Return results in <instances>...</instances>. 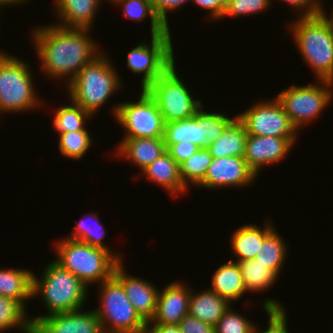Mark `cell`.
<instances>
[{"label":"cell","instance_id":"obj_6","mask_svg":"<svg viewBox=\"0 0 333 333\" xmlns=\"http://www.w3.org/2000/svg\"><path fill=\"white\" fill-rule=\"evenodd\" d=\"M34 86L29 65L0 50V114L38 108L41 102Z\"/></svg>","mask_w":333,"mask_h":333},{"label":"cell","instance_id":"obj_40","mask_svg":"<svg viewBox=\"0 0 333 333\" xmlns=\"http://www.w3.org/2000/svg\"><path fill=\"white\" fill-rule=\"evenodd\" d=\"M285 1L291 7L299 9V13H301L300 17L314 16L320 14L324 11L323 5L320 0H281ZM300 10L302 12H300ZM303 13V14H302Z\"/></svg>","mask_w":333,"mask_h":333},{"label":"cell","instance_id":"obj_44","mask_svg":"<svg viewBox=\"0 0 333 333\" xmlns=\"http://www.w3.org/2000/svg\"><path fill=\"white\" fill-rule=\"evenodd\" d=\"M24 1L26 2L27 0H0V7H4V5L9 6V5H16L17 4H24ZM30 1V0H28Z\"/></svg>","mask_w":333,"mask_h":333},{"label":"cell","instance_id":"obj_39","mask_svg":"<svg viewBox=\"0 0 333 333\" xmlns=\"http://www.w3.org/2000/svg\"><path fill=\"white\" fill-rule=\"evenodd\" d=\"M153 9L159 19L169 27V20L167 18V13L169 11H174L175 9H179L183 4L191 0H151Z\"/></svg>","mask_w":333,"mask_h":333},{"label":"cell","instance_id":"obj_16","mask_svg":"<svg viewBox=\"0 0 333 333\" xmlns=\"http://www.w3.org/2000/svg\"><path fill=\"white\" fill-rule=\"evenodd\" d=\"M33 333H103V330L94 310L80 309L42 317L33 325Z\"/></svg>","mask_w":333,"mask_h":333},{"label":"cell","instance_id":"obj_32","mask_svg":"<svg viewBox=\"0 0 333 333\" xmlns=\"http://www.w3.org/2000/svg\"><path fill=\"white\" fill-rule=\"evenodd\" d=\"M69 104L70 105L60 106L55 116H53V127L59 134L70 131L87 130L86 126H84L86 120H91L93 117L72 100Z\"/></svg>","mask_w":333,"mask_h":333},{"label":"cell","instance_id":"obj_25","mask_svg":"<svg viewBox=\"0 0 333 333\" xmlns=\"http://www.w3.org/2000/svg\"><path fill=\"white\" fill-rule=\"evenodd\" d=\"M33 272L27 269H0V295L19 301L25 308V301L33 298Z\"/></svg>","mask_w":333,"mask_h":333},{"label":"cell","instance_id":"obj_18","mask_svg":"<svg viewBox=\"0 0 333 333\" xmlns=\"http://www.w3.org/2000/svg\"><path fill=\"white\" fill-rule=\"evenodd\" d=\"M122 263L116 266L113 276L122 284L127 298L138 314L146 322L150 321L156 312L159 289L152 282L129 275L124 271Z\"/></svg>","mask_w":333,"mask_h":333},{"label":"cell","instance_id":"obj_12","mask_svg":"<svg viewBox=\"0 0 333 333\" xmlns=\"http://www.w3.org/2000/svg\"><path fill=\"white\" fill-rule=\"evenodd\" d=\"M170 33L151 36V44L143 42L128 52L127 67L134 74L143 75L141 89H146L174 63V49Z\"/></svg>","mask_w":333,"mask_h":333},{"label":"cell","instance_id":"obj_21","mask_svg":"<svg viewBox=\"0 0 333 333\" xmlns=\"http://www.w3.org/2000/svg\"><path fill=\"white\" fill-rule=\"evenodd\" d=\"M100 5L101 0H62L55 7L57 18L61 21L56 25L92 30L94 17Z\"/></svg>","mask_w":333,"mask_h":333},{"label":"cell","instance_id":"obj_1","mask_svg":"<svg viewBox=\"0 0 333 333\" xmlns=\"http://www.w3.org/2000/svg\"><path fill=\"white\" fill-rule=\"evenodd\" d=\"M89 31L56 24L35 27L32 40L43 73L50 79L65 78L67 86L86 64L101 54Z\"/></svg>","mask_w":333,"mask_h":333},{"label":"cell","instance_id":"obj_19","mask_svg":"<svg viewBox=\"0 0 333 333\" xmlns=\"http://www.w3.org/2000/svg\"><path fill=\"white\" fill-rule=\"evenodd\" d=\"M117 149L116 155L131 161L142 171L166 152L163 137L122 138Z\"/></svg>","mask_w":333,"mask_h":333},{"label":"cell","instance_id":"obj_46","mask_svg":"<svg viewBox=\"0 0 333 333\" xmlns=\"http://www.w3.org/2000/svg\"><path fill=\"white\" fill-rule=\"evenodd\" d=\"M104 1V0H103ZM107 1H109V2H111V3H114L115 5H116V3H118L119 1H122V0H107Z\"/></svg>","mask_w":333,"mask_h":333},{"label":"cell","instance_id":"obj_22","mask_svg":"<svg viewBox=\"0 0 333 333\" xmlns=\"http://www.w3.org/2000/svg\"><path fill=\"white\" fill-rule=\"evenodd\" d=\"M267 223L263 229L256 224H247L239 227L233 232L231 237V246L233 256H237L236 261H244L255 259L259 254L261 244L264 238L275 228L270 220H265Z\"/></svg>","mask_w":333,"mask_h":333},{"label":"cell","instance_id":"obj_8","mask_svg":"<svg viewBox=\"0 0 333 333\" xmlns=\"http://www.w3.org/2000/svg\"><path fill=\"white\" fill-rule=\"evenodd\" d=\"M178 73L174 63L145 89L156 102L164 123L194 117L203 107L202 101L193 98Z\"/></svg>","mask_w":333,"mask_h":333},{"label":"cell","instance_id":"obj_35","mask_svg":"<svg viewBox=\"0 0 333 333\" xmlns=\"http://www.w3.org/2000/svg\"><path fill=\"white\" fill-rule=\"evenodd\" d=\"M261 306L268 317V327L266 330L259 331L255 325L253 333H289L287 326L286 309L276 300L266 299Z\"/></svg>","mask_w":333,"mask_h":333},{"label":"cell","instance_id":"obj_30","mask_svg":"<svg viewBox=\"0 0 333 333\" xmlns=\"http://www.w3.org/2000/svg\"><path fill=\"white\" fill-rule=\"evenodd\" d=\"M116 4L123 7V15L129 20L140 22L146 17H150L151 36L170 33V28L156 15L151 0H122Z\"/></svg>","mask_w":333,"mask_h":333},{"label":"cell","instance_id":"obj_48","mask_svg":"<svg viewBox=\"0 0 333 333\" xmlns=\"http://www.w3.org/2000/svg\"><path fill=\"white\" fill-rule=\"evenodd\" d=\"M331 22L333 23V10H332V15L328 16ZM331 17V18H330Z\"/></svg>","mask_w":333,"mask_h":333},{"label":"cell","instance_id":"obj_38","mask_svg":"<svg viewBox=\"0 0 333 333\" xmlns=\"http://www.w3.org/2000/svg\"><path fill=\"white\" fill-rule=\"evenodd\" d=\"M182 333H215V326L187 314L179 323Z\"/></svg>","mask_w":333,"mask_h":333},{"label":"cell","instance_id":"obj_27","mask_svg":"<svg viewBox=\"0 0 333 333\" xmlns=\"http://www.w3.org/2000/svg\"><path fill=\"white\" fill-rule=\"evenodd\" d=\"M287 243L274 228L263 240L259 254L255 257L257 261L266 265L277 277L283 269L286 261Z\"/></svg>","mask_w":333,"mask_h":333},{"label":"cell","instance_id":"obj_4","mask_svg":"<svg viewBox=\"0 0 333 333\" xmlns=\"http://www.w3.org/2000/svg\"><path fill=\"white\" fill-rule=\"evenodd\" d=\"M106 54H100L86 64L66 86L69 100L82 107L92 116L107 100L121 90L120 75Z\"/></svg>","mask_w":333,"mask_h":333},{"label":"cell","instance_id":"obj_45","mask_svg":"<svg viewBox=\"0 0 333 333\" xmlns=\"http://www.w3.org/2000/svg\"><path fill=\"white\" fill-rule=\"evenodd\" d=\"M230 1H231V0H220V3H221L224 7H226V6L229 4Z\"/></svg>","mask_w":333,"mask_h":333},{"label":"cell","instance_id":"obj_41","mask_svg":"<svg viewBox=\"0 0 333 333\" xmlns=\"http://www.w3.org/2000/svg\"><path fill=\"white\" fill-rule=\"evenodd\" d=\"M165 146L166 151L179 165L200 149V147L193 143L182 144V142Z\"/></svg>","mask_w":333,"mask_h":333},{"label":"cell","instance_id":"obj_2","mask_svg":"<svg viewBox=\"0 0 333 333\" xmlns=\"http://www.w3.org/2000/svg\"><path fill=\"white\" fill-rule=\"evenodd\" d=\"M327 11L299 17L288 25L302 58L312 68L317 80L333 77V23Z\"/></svg>","mask_w":333,"mask_h":333},{"label":"cell","instance_id":"obj_3","mask_svg":"<svg viewBox=\"0 0 333 333\" xmlns=\"http://www.w3.org/2000/svg\"><path fill=\"white\" fill-rule=\"evenodd\" d=\"M34 274L33 298L40 295L48 313L36 317L29 316L33 325L44 316L83 308L82 305L84 306L87 300L88 286L55 260L45 266L40 279Z\"/></svg>","mask_w":333,"mask_h":333},{"label":"cell","instance_id":"obj_43","mask_svg":"<svg viewBox=\"0 0 333 333\" xmlns=\"http://www.w3.org/2000/svg\"><path fill=\"white\" fill-rule=\"evenodd\" d=\"M143 333H182L178 325L146 323Z\"/></svg>","mask_w":333,"mask_h":333},{"label":"cell","instance_id":"obj_31","mask_svg":"<svg viewBox=\"0 0 333 333\" xmlns=\"http://www.w3.org/2000/svg\"><path fill=\"white\" fill-rule=\"evenodd\" d=\"M106 232L107 231L101 224L98 215L95 214V212L94 214L91 212L85 216L83 215V218L76 223L75 227L71 231V235L67 239L77 240L91 246L110 251V248L104 245L102 242L106 236Z\"/></svg>","mask_w":333,"mask_h":333},{"label":"cell","instance_id":"obj_5","mask_svg":"<svg viewBox=\"0 0 333 333\" xmlns=\"http://www.w3.org/2000/svg\"><path fill=\"white\" fill-rule=\"evenodd\" d=\"M54 247L57 253L55 261L86 286L96 282L101 284L111 278L116 266L123 262L117 252L112 253L103 248L67 239V237L58 241Z\"/></svg>","mask_w":333,"mask_h":333},{"label":"cell","instance_id":"obj_29","mask_svg":"<svg viewBox=\"0 0 333 333\" xmlns=\"http://www.w3.org/2000/svg\"><path fill=\"white\" fill-rule=\"evenodd\" d=\"M23 333H33L31 318L17 300L0 295V333L14 328Z\"/></svg>","mask_w":333,"mask_h":333},{"label":"cell","instance_id":"obj_9","mask_svg":"<svg viewBox=\"0 0 333 333\" xmlns=\"http://www.w3.org/2000/svg\"><path fill=\"white\" fill-rule=\"evenodd\" d=\"M236 117L230 118L221 112H205L202 107L194 117L165 123L164 143H193L200 148H207Z\"/></svg>","mask_w":333,"mask_h":333},{"label":"cell","instance_id":"obj_23","mask_svg":"<svg viewBox=\"0 0 333 333\" xmlns=\"http://www.w3.org/2000/svg\"><path fill=\"white\" fill-rule=\"evenodd\" d=\"M192 289L188 314L215 326L231 303L209 288L199 293Z\"/></svg>","mask_w":333,"mask_h":333},{"label":"cell","instance_id":"obj_26","mask_svg":"<svg viewBox=\"0 0 333 333\" xmlns=\"http://www.w3.org/2000/svg\"><path fill=\"white\" fill-rule=\"evenodd\" d=\"M246 139L244 124L236 117L207 149L214 158L243 157Z\"/></svg>","mask_w":333,"mask_h":333},{"label":"cell","instance_id":"obj_10","mask_svg":"<svg viewBox=\"0 0 333 333\" xmlns=\"http://www.w3.org/2000/svg\"><path fill=\"white\" fill-rule=\"evenodd\" d=\"M332 85L329 80H318L316 85L293 84L287 89H282L276 97L283 105L293 126L300 130L329 106L333 98Z\"/></svg>","mask_w":333,"mask_h":333},{"label":"cell","instance_id":"obj_49","mask_svg":"<svg viewBox=\"0 0 333 333\" xmlns=\"http://www.w3.org/2000/svg\"><path fill=\"white\" fill-rule=\"evenodd\" d=\"M329 81L333 84V77Z\"/></svg>","mask_w":333,"mask_h":333},{"label":"cell","instance_id":"obj_28","mask_svg":"<svg viewBox=\"0 0 333 333\" xmlns=\"http://www.w3.org/2000/svg\"><path fill=\"white\" fill-rule=\"evenodd\" d=\"M243 276L244 287L247 292H263L270 289L278 277L266 265L256 259L236 261Z\"/></svg>","mask_w":333,"mask_h":333},{"label":"cell","instance_id":"obj_13","mask_svg":"<svg viewBox=\"0 0 333 333\" xmlns=\"http://www.w3.org/2000/svg\"><path fill=\"white\" fill-rule=\"evenodd\" d=\"M236 116L244 124L247 134L297 138L298 130L291 123L277 97L268 101L260 100Z\"/></svg>","mask_w":333,"mask_h":333},{"label":"cell","instance_id":"obj_42","mask_svg":"<svg viewBox=\"0 0 333 333\" xmlns=\"http://www.w3.org/2000/svg\"><path fill=\"white\" fill-rule=\"evenodd\" d=\"M200 8L207 9L212 21L221 19L225 11V7L220 3V0H191Z\"/></svg>","mask_w":333,"mask_h":333},{"label":"cell","instance_id":"obj_37","mask_svg":"<svg viewBox=\"0 0 333 333\" xmlns=\"http://www.w3.org/2000/svg\"><path fill=\"white\" fill-rule=\"evenodd\" d=\"M271 0H231L225 7L222 18L249 16L268 10Z\"/></svg>","mask_w":333,"mask_h":333},{"label":"cell","instance_id":"obj_36","mask_svg":"<svg viewBox=\"0 0 333 333\" xmlns=\"http://www.w3.org/2000/svg\"><path fill=\"white\" fill-rule=\"evenodd\" d=\"M255 325L246 316L233 311L230 305L215 325V333H253Z\"/></svg>","mask_w":333,"mask_h":333},{"label":"cell","instance_id":"obj_11","mask_svg":"<svg viewBox=\"0 0 333 333\" xmlns=\"http://www.w3.org/2000/svg\"><path fill=\"white\" fill-rule=\"evenodd\" d=\"M140 92L138 101L112 106V115L126 129L123 138L163 137L165 123L156 102L145 89Z\"/></svg>","mask_w":333,"mask_h":333},{"label":"cell","instance_id":"obj_24","mask_svg":"<svg viewBox=\"0 0 333 333\" xmlns=\"http://www.w3.org/2000/svg\"><path fill=\"white\" fill-rule=\"evenodd\" d=\"M232 258L217 268L212 277V287L209 288L230 303L239 300L246 292L239 264Z\"/></svg>","mask_w":333,"mask_h":333},{"label":"cell","instance_id":"obj_47","mask_svg":"<svg viewBox=\"0 0 333 333\" xmlns=\"http://www.w3.org/2000/svg\"><path fill=\"white\" fill-rule=\"evenodd\" d=\"M62 0H55V3L53 4L54 7H56Z\"/></svg>","mask_w":333,"mask_h":333},{"label":"cell","instance_id":"obj_7","mask_svg":"<svg viewBox=\"0 0 333 333\" xmlns=\"http://www.w3.org/2000/svg\"><path fill=\"white\" fill-rule=\"evenodd\" d=\"M99 286L101 305L94 311L103 333H143L146 321L127 298L122 284L112 276Z\"/></svg>","mask_w":333,"mask_h":333},{"label":"cell","instance_id":"obj_17","mask_svg":"<svg viewBox=\"0 0 333 333\" xmlns=\"http://www.w3.org/2000/svg\"><path fill=\"white\" fill-rule=\"evenodd\" d=\"M191 288L188 283L174 281L166 285L158 293L154 317L146 323L162 325H179L188 314Z\"/></svg>","mask_w":333,"mask_h":333},{"label":"cell","instance_id":"obj_15","mask_svg":"<svg viewBox=\"0 0 333 333\" xmlns=\"http://www.w3.org/2000/svg\"><path fill=\"white\" fill-rule=\"evenodd\" d=\"M297 138H280L247 134L243 158L259 176L264 166L278 163L293 149ZM295 142V143H294Z\"/></svg>","mask_w":333,"mask_h":333},{"label":"cell","instance_id":"obj_33","mask_svg":"<svg viewBox=\"0 0 333 333\" xmlns=\"http://www.w3.org/2000/svg\"><path fill=\"white\" fill-rule=\"evenodd\" d=\"M213 156L207 148H200L179 165L180 176L183 184L189 188V185L198 186L205 177L207 169L211 164Z\"/></svg>","mask_w":333,"mask_h":333},{"label":"cell","instance_id":"obj_20","mask_svg":"<svg viewBox=\"0 0 333 333\" xmlns=\"http://www.w3.org/2000/svg\"><path fill=\"white\" fill-rule=\"evenodd\" d=\"M140 174L164 188L172 196L186 193L189 189L183 184L179 164L167 151L147 166L143 172L141 171Z\"/></svg>","mask_w":333,"mask_h":333},{"label":"cell","instance_id":"obj_34","mask_svg":"<svg viewBox=\"0 0 333 333\" xmlns=\"http://www.w3.org/2000/svg\"><path fill=\"white\" fill-rule=\"evenodd\" d=\"M88 130L70 131L59 134V152L66 158L81 160L92 146Z\"/></svg>","mask_w":333,"mask_h":333},{"label":"cell","instance_id":"obj_14","mask_svg":"<svg viewBox=\"0 0 333 333\" xmlns=\"http://www.w3.org/2000/svg\"><path fill=\"white\" fill-rule=\"evenodd\" d=\"M256 179V173L248 166L243 157H213L204 180L197 187L206 189H221L233 186L243 188L252 185Z\"/></svg>","mask_w":333,"mask_h":333}]
</instances>
